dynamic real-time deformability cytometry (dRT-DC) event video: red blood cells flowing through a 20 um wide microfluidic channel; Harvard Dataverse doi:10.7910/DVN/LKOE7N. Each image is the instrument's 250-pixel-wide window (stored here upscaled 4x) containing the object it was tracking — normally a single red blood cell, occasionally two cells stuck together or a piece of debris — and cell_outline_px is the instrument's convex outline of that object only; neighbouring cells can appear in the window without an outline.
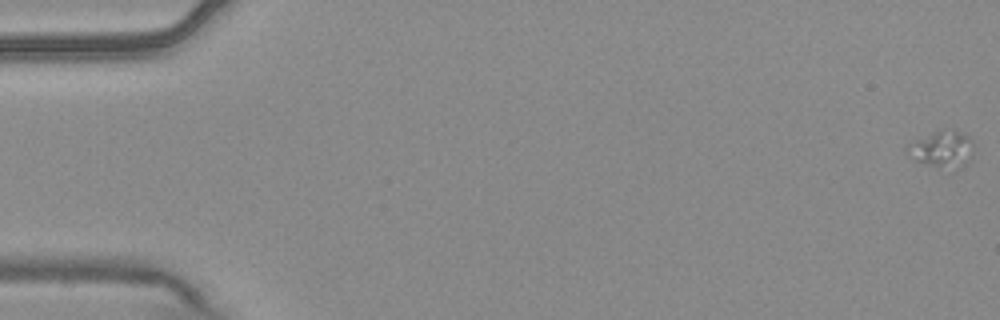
{"species": "common noctule bat (a hibernating species)", "species_latin": "Nyctalus noctula", "temperature_condition": "warm", "stored_images_in_passage": 4, "camera_frame_rate_fps": 3000, "um_per_image_px": 0.085, "animal": {"sex": "male", "body_mass_g": 20.4}, "frame": {"image": 1, "passage_image": 1, "time_ms": 0.0, "image_size_px": [1000, 320], "cell_outline_px": [[972, 144], [968, 164], [960, 168], [932, 164], [916, 160], [908, 144], [912, 140], [940, 128], [964, 132], [972, 140]], "centroid_in_image_um": [80.14, 12.59], "position_along_channel_um": 4.9, "area_um2": 13.53}}